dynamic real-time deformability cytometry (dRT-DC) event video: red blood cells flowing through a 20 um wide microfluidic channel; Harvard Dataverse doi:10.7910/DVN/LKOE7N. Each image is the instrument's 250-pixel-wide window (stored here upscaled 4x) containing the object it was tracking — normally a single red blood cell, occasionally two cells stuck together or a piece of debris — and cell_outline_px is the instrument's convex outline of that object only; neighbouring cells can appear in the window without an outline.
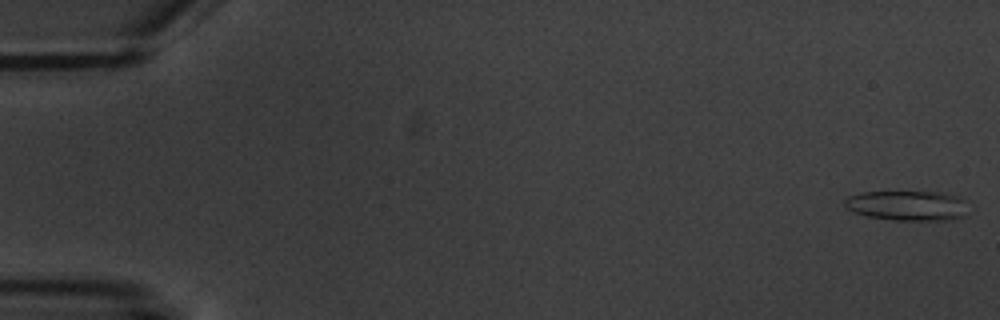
{"species": "common noctule bat (a hibernating species)", "species_latin": "Nyctalus noctula", "temperature_condition": "warm", "stored_images_in_passage": 5, "camera_frame_rate_fps": 3000, "um_per_image_px": 0.085, "animal": {"sex": "male", "body_mass_g": 20.1, "forearm_length_mm": 53.5}, "frame": {"image": 1, "passage_image": 1, "time_ms": 0.0, "image_size_px": [1000, 320], "cell_outline_px": [[968, 216], [952, 220], [892, 220], [868, 216], [856, 212], [848, 208], [844, 204], [844, 200], [848, 196], [860, 192], [940, 192], [956, 196], [964, 200]], "centroid_in_image_um": [77.16, 17.48], "position_along_channel_um": 7.8, "area_um2": 21.62}}
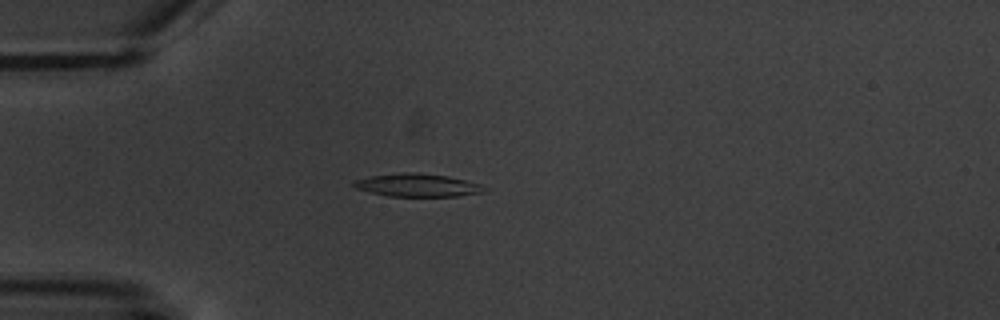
{"frame": {"image": 2, "passage_image": 5, "time_ms": 5.0, "image_size_px": [1000, 320], "cell_outline_px": [[484, 188], [480, 192], [460, 196], [388, 196], [356, 188], [352, 184], [356, 180], [372, 176], [400, 172], [416, 172], [448, 176], [480, 184]], "centroid_in_image_um": [35.46, 15.73], "position_along_channel_um": 49.5, "area_um2": 17.11}}